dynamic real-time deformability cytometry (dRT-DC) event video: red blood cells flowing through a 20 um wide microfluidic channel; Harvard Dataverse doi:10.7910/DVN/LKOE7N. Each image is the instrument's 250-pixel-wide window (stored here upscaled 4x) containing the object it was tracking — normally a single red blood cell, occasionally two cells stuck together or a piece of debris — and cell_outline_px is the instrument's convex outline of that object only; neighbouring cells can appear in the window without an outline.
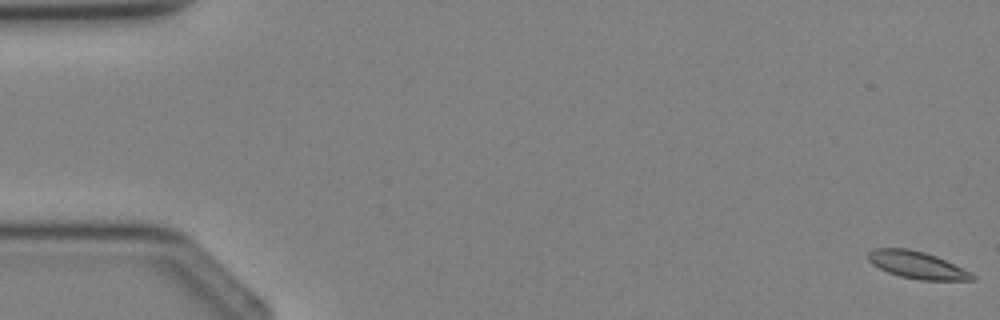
{"species": "Egyptian fruit bat (a non-hibernating species)", "species_latin": "Rousettus aegyptiacus", "temperature_condition": "cold", "stored_images_in_passage": 4, "camera_frame_rate_fps": 3000, "um_per_image_px": 0.085, "animal": {"sex": "female"}, "frame": {"image": 1, "passage_image": 1, "time_ms": 0.0, "image_size_px": [1000, 320], "cell_outline_px": [[976, 280], [920, 280], [900, 276], [888, 272], [872, 264], [868, 260], [868, 252], [876, 248], [908, 248], [924, 252], [936, 256], [972, 272], [976, 276]], "centroid_in_image_um": [77.97, 22.52], "position_along_channel_um": 7.0, "area_um2": 16.47}}